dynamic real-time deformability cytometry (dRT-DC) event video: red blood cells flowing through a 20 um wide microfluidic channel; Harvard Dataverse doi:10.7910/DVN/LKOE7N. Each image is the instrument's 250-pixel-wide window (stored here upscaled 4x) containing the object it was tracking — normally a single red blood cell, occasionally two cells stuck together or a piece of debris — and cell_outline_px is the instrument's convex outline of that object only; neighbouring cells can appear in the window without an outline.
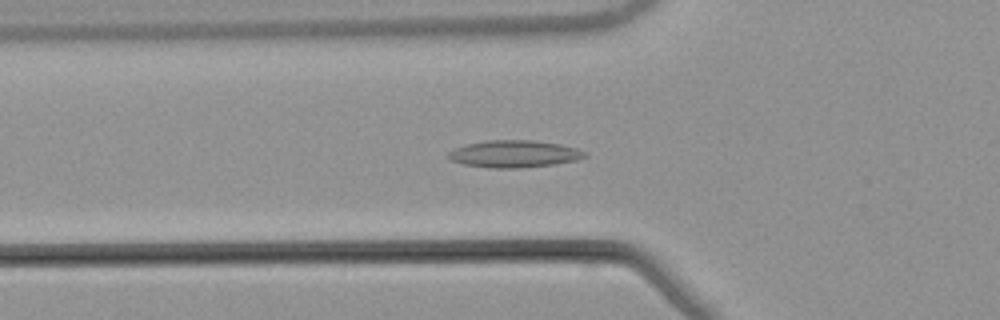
{"species": "common noctule bat (a hibernating species)", "species_latin": "Nyctalus noctula", "temperature_condition": "warm", "stored_images_in_passage": 53, "camera_frame_rate_fps": 3000, "um_per_image_px": 0.085, "animal": {"sex": "male", "body_mass_g": 21.5, "forearm_length_mm": 52.0}, "frame": {"image": 1, "passage_image": 19, "time_ms": 6.0, "image_size_px": [1000, 320], "cell_outline_px": [[588, 156], [576, 160], [556, 164], [520, 168], [492, 168], [464, 164], [448, 160], [444, 156], [448, 152], [464, 144], [484, 140], [532, 140], [560, 144], [576, 148], [588, 152]], "centroid_in_image_um": [43.68, 13.08], "position_along_channel_um": 82.1, "area_um2": 21.91}}
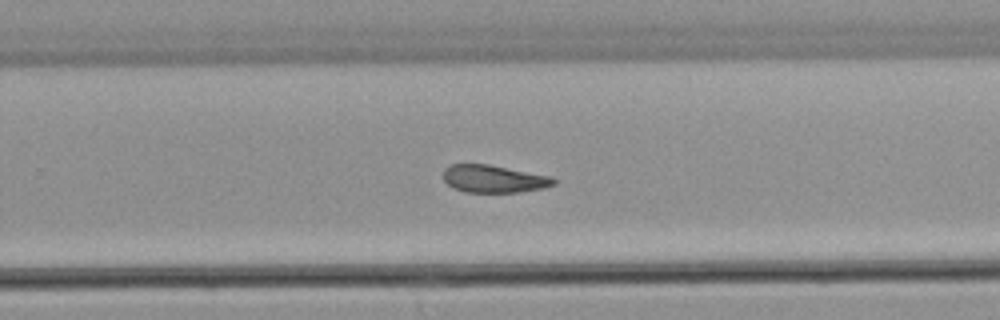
{"frame": {"image": 2, "passage_image": 35, "time_ms": 11.333, "image_size_px": [1000, 320], "cell_outline_px": [[556, 184], [544, 188], [516, 192], [464, 192], [452, 188], [444, 180], [444, 168], [452, 164], [488, 164], [548, 176], [556, 180]], "centroid_in_image_um": [41.93, 15.21], "position_along_channel_um": 287.9, "area_um2": 17.57}}
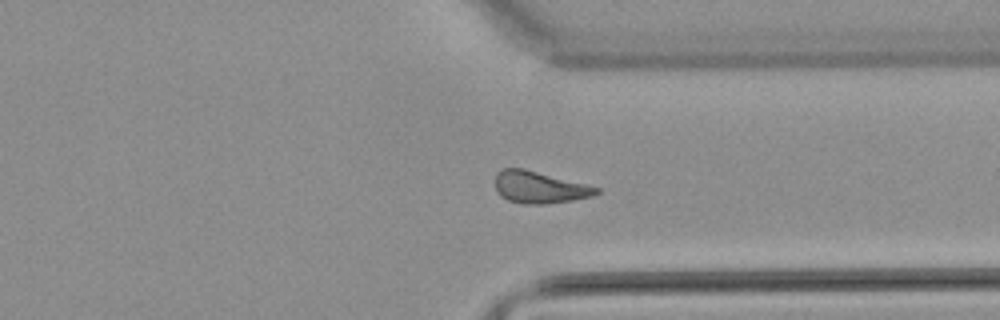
{"frame": {"image": 3, "passage_image": 41, "time_ms": 13.333, "image_size_px": [1000, 320], "cell_outline_px": [[600, 192], [592, 196], [572, 200], [544, 204], [524, 204], [508, 200], [500, 196], [496, 192], [496, 172], [504, 168], [524, 168], [600, 188]], "centroid_in_image_um": [45.82, 15.92], "position_along_channel_um": 365.6, "area_um2": 18.73}, "authors_computed_cell_mechanics": {"area_um2": 19.1896, "velocity_mm_per_s": 3.8608, "shape_relaxation_time_tau1_ms": null, "shape_relaxation_time_tau2_ms": 4.2635, "deformation_change_tau1": null, "deformation_change_tau2": 0.1276}}